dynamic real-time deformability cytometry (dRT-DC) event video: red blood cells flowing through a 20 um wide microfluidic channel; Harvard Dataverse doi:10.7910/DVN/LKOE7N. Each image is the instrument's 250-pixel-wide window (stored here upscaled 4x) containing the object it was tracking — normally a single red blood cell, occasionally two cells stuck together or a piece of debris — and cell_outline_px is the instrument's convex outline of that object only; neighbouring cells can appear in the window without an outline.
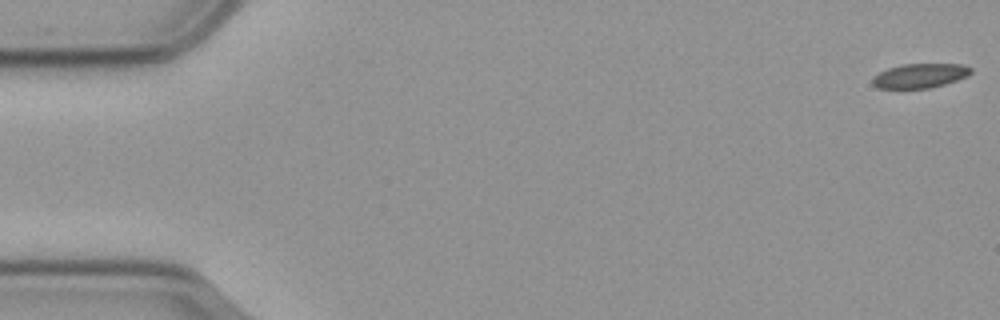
{"species": "common noctule bat (a hibernating species)", "species_latin": "Nyctalus noctula", "temperature_condition": "cold", "stored_images_in_passage": 57, "camera_frame_rate_fps": 3000, "um_per_image_px": 0.085, "animal": {"sex": "male", "body_mass_g": 23.1, "forearm_length_mm": 52.7}, "frame": {"image": 1, "passage_image": 1, "time_ms": 0.0, "image_size_px": [1000, 320], "cell_outline_px": [[972, 72], [956, 80], [944, 84], [928, 88], [880, 88], [872, 84], [872, 80], [880, 72], [888, 68], [904, 64], [960, 64], [972, 68]], "centroid_in_image_um": [78.19, 6.43], "position_along_channel_um": 6.8, "area_um2": 13.64}}
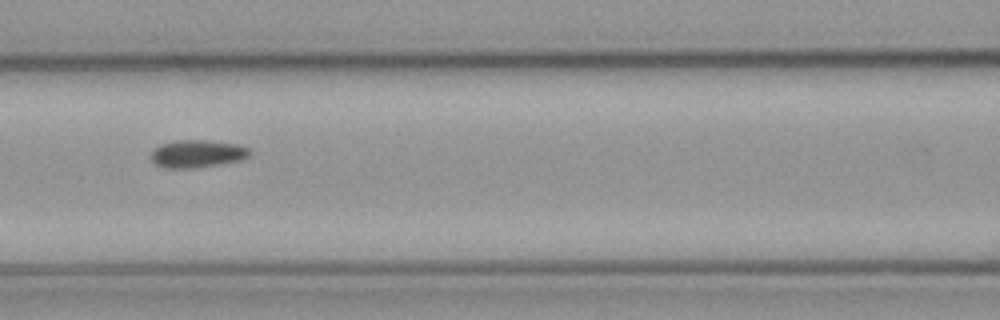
{"frame": {"image": 2, "passage_image": 25, "time_ms": 8.0, "image_size_px": [1000, 320], "cell_outline_px": [[248, 156], [240, 160], [220, 164], [192, 168], [164, 168], [156, 164], [148, 156], [160, 144], [176, 140], [204, 140], [240, 144], [248, 148]], "centroid_in_image_um": [16.73, 13.06], "position_along_channel_um": 149.9, "area_um2": 15.84}}
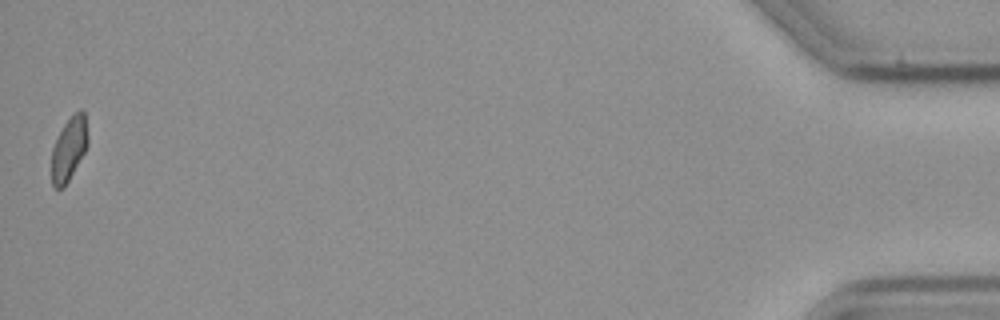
{"frame": {"image": 3, "passage_image": 57, "time_ms": 18.667, "image_size_px": [1000, 320], "cell_outline_px": [[88, 144], [84, 152], [64, 188], [52, 188], [52, 148], [64, 124], [80, 108], [84, 112], [88, 136]], "centroid_in_image_um": [5.86, 12.67], "position_along_channel_um": 429.3, "area_um2": 13.18}, "authors_computed_cell_mechanics": {"area_um2": 14.6234, "velocity_mm_per_s": 3.592, "shape_relaxation_time_tau1_ms": null, "shape_relaxation_time_tau2_ms": 2.9475, "deformation_change_tau1": null, "deformation_change_tau2": 0.0642}}